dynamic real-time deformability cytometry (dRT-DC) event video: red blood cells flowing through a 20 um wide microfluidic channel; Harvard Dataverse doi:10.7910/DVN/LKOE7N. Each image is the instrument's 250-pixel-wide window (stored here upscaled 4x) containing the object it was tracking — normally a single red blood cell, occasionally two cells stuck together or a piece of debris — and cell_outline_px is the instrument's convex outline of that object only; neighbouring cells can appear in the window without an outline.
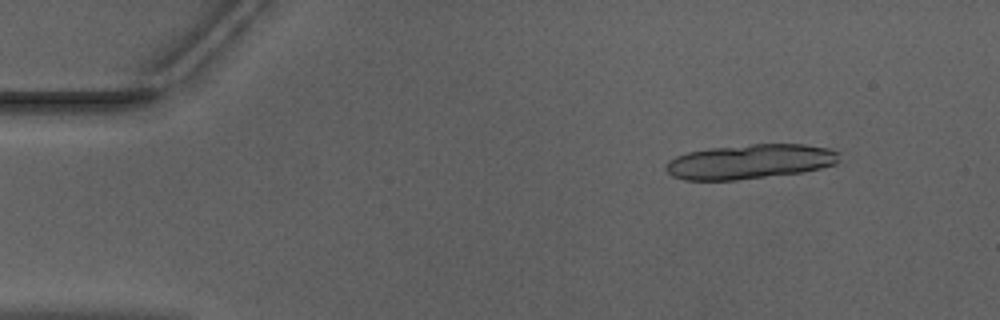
{"species": "Egyptian fruit bat (a non-hibernating species)", "species_latin": "Rousettus aegyptiacus", "temperature_condition": "warm", "stored_images_in_passage": 18, "camera_frame_rate_fps": 3000, "um_per_image_px": 0.085, "animal": {"sex": "male"}, "frame": {"image": 1, "passage_image": 6, "time_ms": 1.667, "image_size_px": [1000, 320], "cell_outline_px": [[840, 160], [836, 164], [804, 172], [736, 180], [684, 180], [672, 176], [664, 168], [664, 164], [668, 160], [676, 156], [688, 152], [708, 148], [752, 144], [804, 144], [828, 148], [840, 152]], "centroid_in_image_um": [63.74, 13.73], "position_along_channel_um": 21.3, "area_um2": 35.32}}